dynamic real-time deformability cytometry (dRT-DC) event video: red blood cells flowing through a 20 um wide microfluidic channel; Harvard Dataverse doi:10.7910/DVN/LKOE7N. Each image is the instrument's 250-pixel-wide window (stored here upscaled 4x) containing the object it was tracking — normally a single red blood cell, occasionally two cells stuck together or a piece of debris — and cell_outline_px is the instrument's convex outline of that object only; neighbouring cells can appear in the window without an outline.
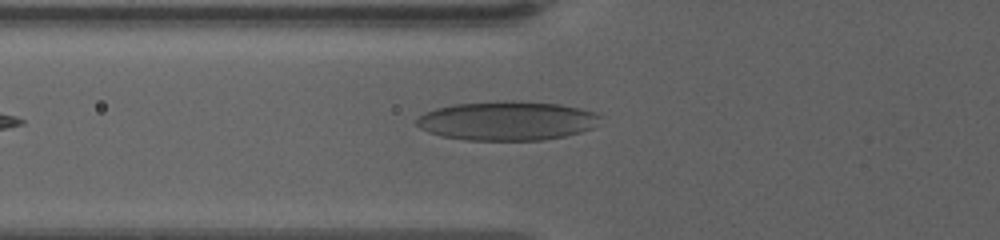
{"species": "human", "species_latin": "Homo sapiens", "temperature_condition": "warm", "stored_images_in_passage": 40, "camera_frame_rate_fps": 3000, "um_per_image_px": 0.085, "donor": {"sex": "female"}, "frame": {"image": 1, "passage_image": 3, "time_ms": 0.667, "image_size_px": [1000, 240], "cell_outline_px": [[600, 116], [592, 128], [580, 132], [564, 136], [544, 140], [464, 140], [440, 136], [428, 132], [420, 128], [416, 124], [416, 120], [424, 112], [436, 108], [456, 104], [504, 100], [512, 100], [560, 104], [580, 108], [596, 112]], "centroid_in_image_um": [43.07, 10.26], "position_along_channel_um": 82.7, "area_um2": 41.96}}
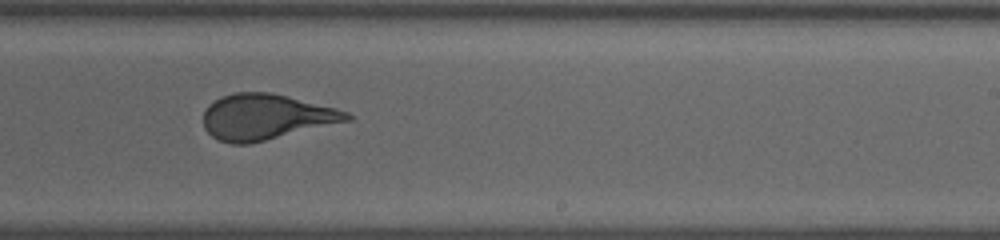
{"frame": {"image": 2, "passage_image": 19, "time_ms": 6.0, "image_size_px": [1000, 240], "cell_outline_px": [[352, 120], [248, 144], [228, 144], [212, 136], [204, 128], [204, 112], [208, 104], [220, 96], [236, 92], [272, 92], [336, 108], [348, 112], [352, 116]], "centroid_in_image_um": [22.59, 9.93], "position_along_channel_um": 266.4, "area_um2": 38.15}}
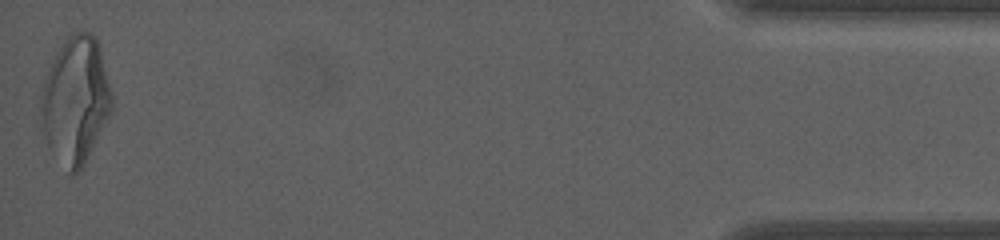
{"frame": {"image": 3, "passage_image": 40, "time_ms": 13.0, "image_size_px": [1000, 240], "cell_outline_px": [[112, 112], [84, 164], [72, 176], [68, 176], [48, 148], [40, 128], [40, 96], [44, 80], [52, 60], [68, 36], [72, 32], [88, 32], [96, 36], [100, 48], [112, 92]], "centroid_in_image_um": [6.39, 8.58], "position_along_channel_um": 428.8, "area_um2": 53.06}, "authors_computed_cell_mechanics": {"area_um2": 39.9109, "velocity_mm_per_s": 3.4387, "shape_relaxation_time_tau1_ms": 8.1907, "shape_relaxation_time_tau2_ms": 0.7735, "deformation_change_tau1": 0.2423, "deformation_change_tau2": 0.0981}}